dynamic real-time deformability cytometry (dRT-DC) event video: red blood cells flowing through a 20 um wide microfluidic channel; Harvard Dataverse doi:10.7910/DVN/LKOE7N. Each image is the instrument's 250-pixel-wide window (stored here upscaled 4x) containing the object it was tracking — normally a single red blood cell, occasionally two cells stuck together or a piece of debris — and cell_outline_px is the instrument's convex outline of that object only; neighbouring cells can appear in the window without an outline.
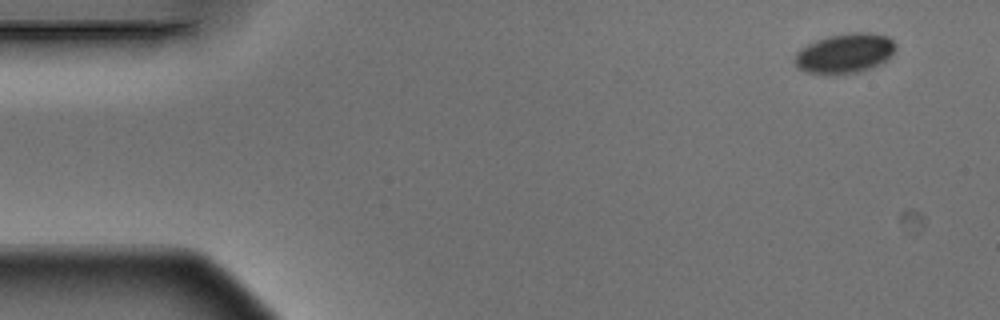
{"species": "Egyptian fruit bat (a non-hibernating species)", "species_latin": "Rousettus aegyptiacus", "temperature_condition": "warm", "stored_images_in_passage": 8, "camera_frame_rate_fps": 3000, "um_per_image_px": 0.085, "animal": {"sex": "male"}, "frame": {"image": 1, "passage_image": 1, "time_ms": 0.0, "image_size_px": [1000, 320], "cell_outline_px": [[896, 48], [880, 64], [872, 68], [860, 72], [836, 76], [824, 76], [808, 72], [800, 68], [796, 64], [796, 52], [800, 48], [816, 40], [828, 36], [852, 32], [868, 32], [888, 36], [896, 44]], "centroid_in_image_um": [71.8, 4.55], "position_along_channel_um": 13.2, "area_um2": 23.64}}
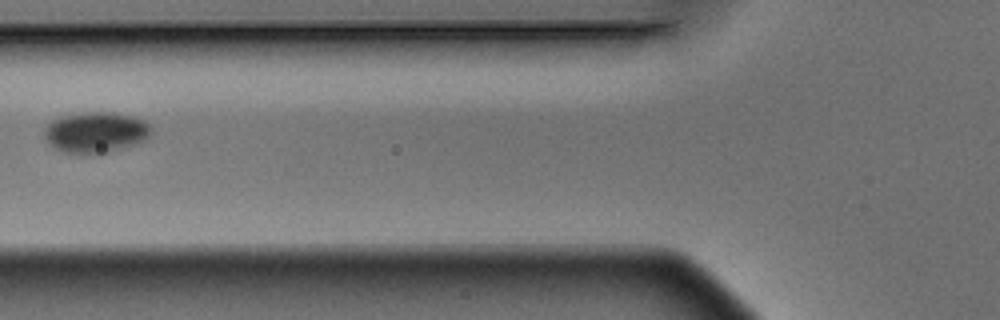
{"frame": {"image": 2, "passage_image": 6, "time_ms": 1.667, "image_size_px": [1000, 320], "cell_outline_px": [[152, 132], [144, 140], [132, 144], [104, 152], [64, 152], [48, 144], [44, 136], [44, 128], [52, 120], [60, 116], [80, 112], [112, 112], [132, 116], [144, 120], [152, 128]], "centroid_in_image_um": [8.1, 11.2], "position_along_channel_um": 117.7, "area_um2": 24.97}}
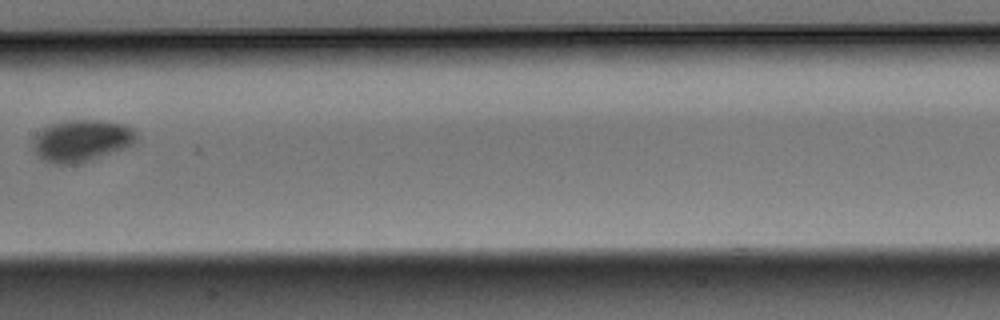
{"frame": {"image": 3, "passage_image": 8, "time_ms": 2.333, "image_size_px": [1000, 320], "cell_outline_px": [[136, 140], [132, 144], [100, 156], [76, 164], [60, 164], [44, 160], [32, 148], [32, 136], [40, 128], [48, 124], [64, 120], [104, 120], [124, 124], [132, 128], [136, 132]], "centroid_in_image_um": [6.86, 11.91], "position_along_channel_um": 200.5, "area_um2": 25.2}}